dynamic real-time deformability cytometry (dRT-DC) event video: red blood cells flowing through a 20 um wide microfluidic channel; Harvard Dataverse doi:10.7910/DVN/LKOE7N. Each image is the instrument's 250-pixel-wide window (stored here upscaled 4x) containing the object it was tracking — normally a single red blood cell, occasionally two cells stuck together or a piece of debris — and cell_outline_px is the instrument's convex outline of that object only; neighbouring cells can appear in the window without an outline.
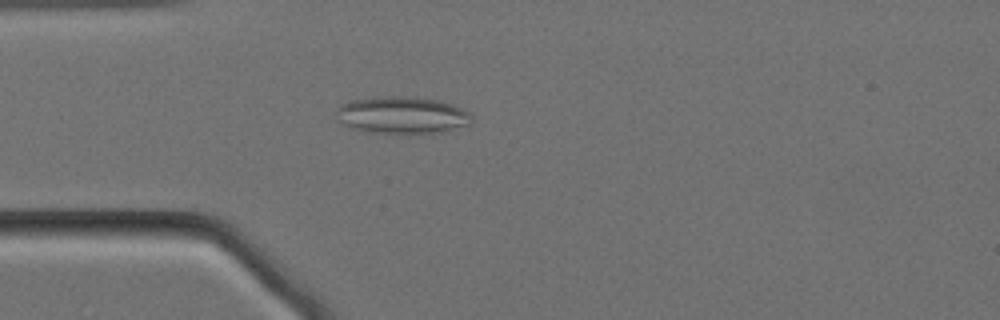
{"species": "Egyptian fruit bat (a non-hibernating species)", "species_latin": "Rousettus aegyptiacus", "temperature_condition": "cold", "stored_images_in_passage": 18, "camera_frame_rate_fps": 3000, "um_per_image_px": 0.085, "animal": {"sex": "female"}, "frame": {"image": 1, "passage_image": 15, "time_ms": 4.667, "image_size_px": [1000, 320], "cell_outline_px": [[472, 124], [444, 132], [364, 132], [352, 128], [344, 124], [340, 120], [336, 112], [340, 104], [352, 100], [388, 96], [400, 96], [440, 100], [452, 104], [468, 112], [472, 116]], "centroid_in_image_um": [34.21, 9.78], "position_along_channel_um": 50.8, "area_um2": 28.9}}